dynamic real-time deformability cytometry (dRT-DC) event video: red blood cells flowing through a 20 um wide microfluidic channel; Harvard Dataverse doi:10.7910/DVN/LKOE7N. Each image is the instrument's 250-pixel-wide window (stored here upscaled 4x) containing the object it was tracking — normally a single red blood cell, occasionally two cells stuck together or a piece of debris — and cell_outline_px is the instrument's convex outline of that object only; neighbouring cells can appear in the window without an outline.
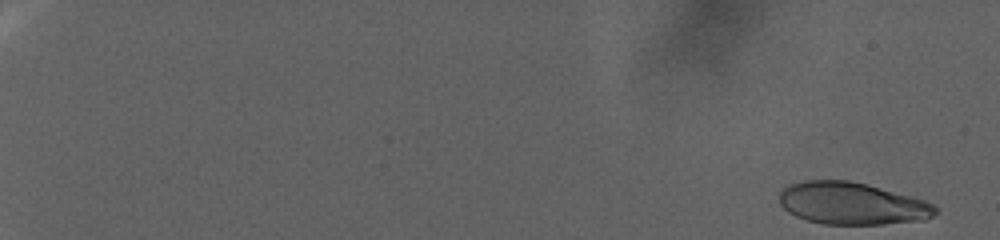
{"species": "human", "species_latin": "Homo sapiens", "temperature_condition": "warm", "stored_images_in_passage": 89, "camera_frame_rate_fps": 3000, "um_per_image_px": 0.085, "donor": {"sex": "female"}, "frame": {"image": 1, "passage_image": 2, "time_ms": 0.333, "image_size_px": [1000, 240], "cell_outline_px": [[936, 212], [932, 216], [924, 220], [884, 224], [824, 224], [808, 220], [796, 216], [788, 212], [780, 204], [780, 192], [788, 184], [804, 180], [848, 180], [868, 184], [912, 196], [924, 200], [932, 204], [936, 208]], "centroid_in_image_um": [72.4, 17.28], "position_along_channel_um": 12.6, "area_um2": 38.38}}
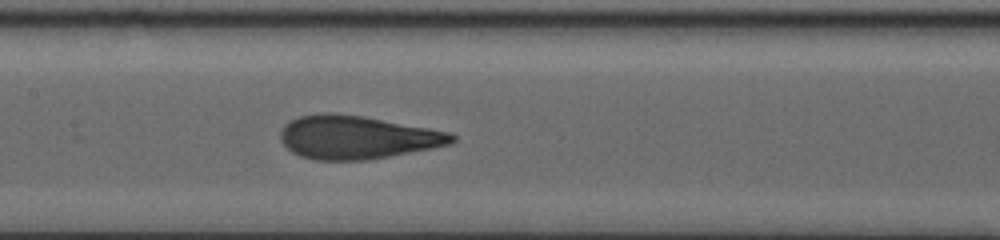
{"frame": {"image": 2, "passage_image": 51, "time_ms": 16.667, "image_size_px": [1000, 240], "cell_outline_px": [[456, 140], [452, 144], [432, 148], [368, 160], [312, 160], [300, 156], [292, 152], [280, 140], [280, 132], [284, 124], [288, 120], [300, 116], [320, 112], [336, 112], [364, 116], [452, 132], [456, 136]], "centroid_in_image_um": [30.34, 11.66], "position_along_channel_um": 177.1, "area_um2": 43.75}}
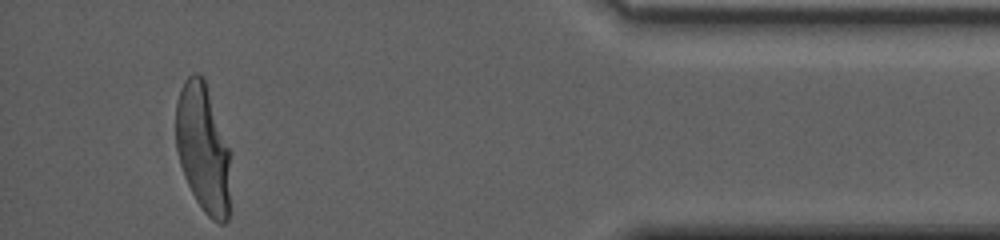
{"frame": {"image": 3, "passage_image": 85, "time_ms": 28.0, "image_size_px": [1000, 240], "cell_outline_px": [[232, 152], [228, 220], [224, 224], [220, 224], [212, 220], [204, 212], [196, 200], [184, 176], [180, 164], [176, 148], [176, 100], [180, 88], [184, 80], [192, 72], [196, 72], [204, 76]], "centroid_in_image_um": [17.29, 12.58], "position_along_channel_um": 417.9, "area_um2": 42.25}, "authors_computed_cell_mechanics": {"area_um2": 41.9628, "velocity_mm_per_s": 2.4705, "shape_relaxation_time_tau1_ms": 8.5655, "shape_relaxation_time_tau2_ms": null, "deformation_change_tau1": 0.2728, "deformation_change_tau2": null}}